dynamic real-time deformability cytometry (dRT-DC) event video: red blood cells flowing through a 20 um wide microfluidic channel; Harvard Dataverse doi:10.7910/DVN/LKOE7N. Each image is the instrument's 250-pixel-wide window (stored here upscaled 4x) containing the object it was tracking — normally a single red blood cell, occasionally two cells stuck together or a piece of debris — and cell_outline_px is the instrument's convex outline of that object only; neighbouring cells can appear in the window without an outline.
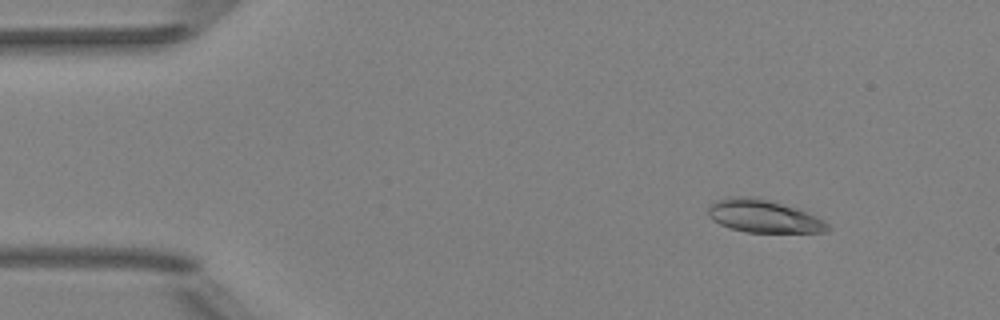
{"species": "Egyptian fruit bat (a non-hibernating species)", "species_latin": "Rousettus aegyptiacus", "temperature_condition": "room temperature", "stored_images_in_passage": 5, "camera_frame_rate_fps": 3000, "um_per_image_px": 0.085, "animal": {"sex": "female"}, "frame": {"image": 1, "passage_image": 1, "time_ms": 0.0, "image_size_px": [1000, 320], "cell_outline_px": [[832, 228], [824, 232], [748, 232], [728, 228], [712, 220], [708, 216], [708, 208], [716, 200], [728, 196], [756, 196], [796, 208], [808, 212], [824, 220]], "centroid_in_image_um": [64.89, 18.37], "position_along_channel_um": 20.1, "area_um2": 23.0}}
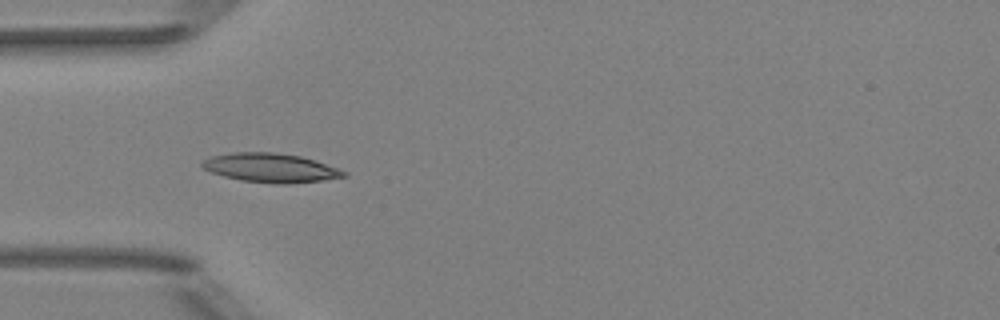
{"frame": {"image": 2, "passage_image": 4, "time_ms": 3.333, "image_size_px": [1000, 320], "cell_outline_px": [[348, 176], [324, 180], [288, 184], [276, 184], [240, 180], [224, 176], [212, 172], [204, 168], [200, 164], [204, 160], [212, 156], [232, 152], [272, 152], [300, 156], [316, 160], [348, 172]], "centroid_in_image_um": [23.04, 14.27], "position_along_channel_um": 62.0, "area_um2": 23.99}}
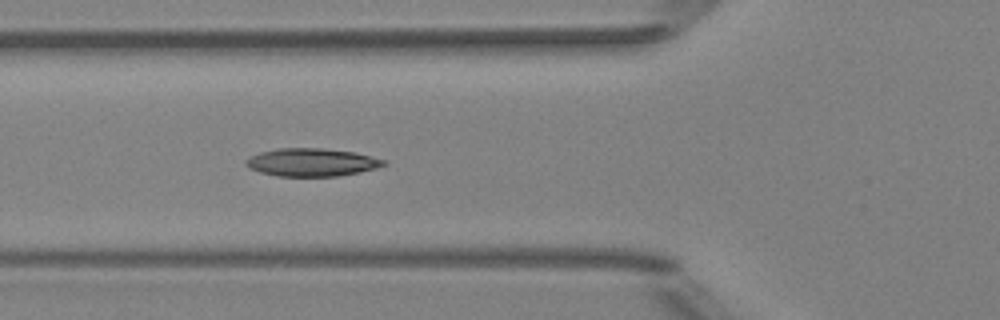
{"frame": {"image": 3, "passage_image": 5, "time_ms": 4.333, "image_size_px": [1000, 320], "cell_outline_px": [[388, 164], [376, 168], [360, 172], [336, 176], [276, 176], [260, 172], [248, 168], [244, 164], [244, 160], [260, 152], [280, 148], [324, 148], [356, 152], [384, 160]], "centroid_in_image_um": [26.48, 13.79], "position_along_channel_um": 99.3, "area_um2": 22.48}}